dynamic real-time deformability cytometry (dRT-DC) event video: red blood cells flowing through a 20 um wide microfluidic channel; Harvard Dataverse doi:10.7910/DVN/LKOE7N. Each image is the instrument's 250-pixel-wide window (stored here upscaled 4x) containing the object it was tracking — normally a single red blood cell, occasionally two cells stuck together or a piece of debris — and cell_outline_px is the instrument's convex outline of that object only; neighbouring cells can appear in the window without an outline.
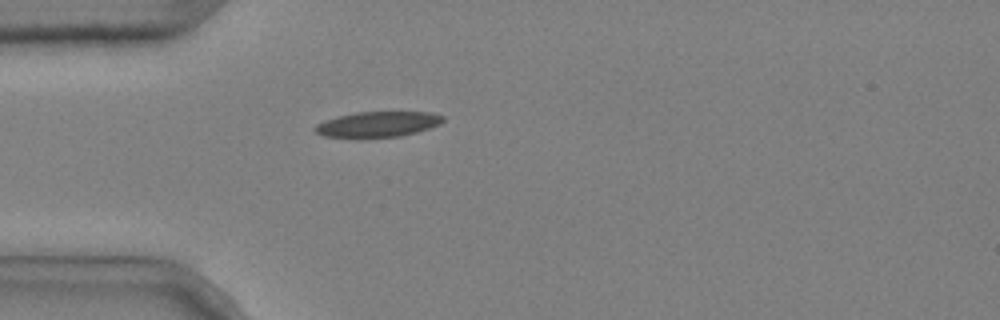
{"species": "common noctule bat (a hibernating species)", "species_latin": "Nyctalus noctula", "temperature_condition": "cold", "stored_images_in_passage": 34, "camera_frame_rate_fps": 3000, "um_per_image_px": 0.085, "animal": {"sex": "male", "body_mass_g": 20.4}, "frame": {"image": 1, "passage_image": 1, "time_ms": 0.0, "image_size_px": [1000, 320], "cell_outline_px": [[444, 120], [440, 124], [416, 132], [400, 136], [360, 140], [324, 136], [316, 132], [312, 128], [316, 124], [324, 120], [336, 116], [356, 112], [432, 112], [444, 116]], "centroid_in_image_um": [32.04, 10.59], "position_along_channel_um": 53.0, "area_um2": 19.71}}
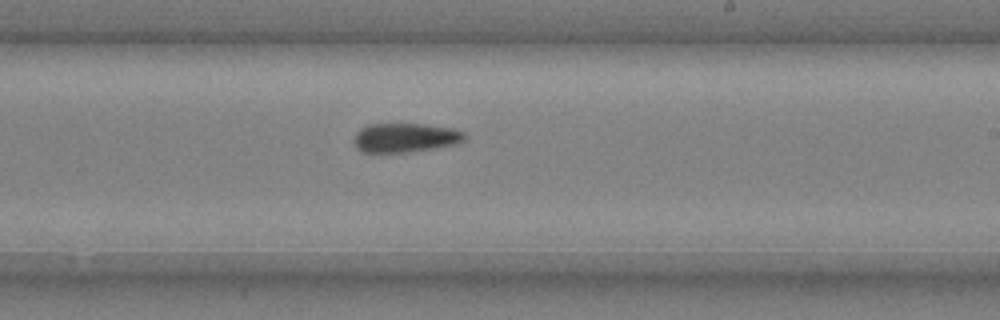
{"frame": {"image": 2, "passage_image": 18, "time_ms": 5.667, "image_size_px": [1000, 320], "cell_outline_px": [[468, 136], [464, 140], [456, 144], [432, 148], [404, 152], [360, 152], [356, 148], [352, 140], [356, 132], [360, 128], [368, 124], [424, 124], [452, 128], [464, 132]], "centroid_in_image_um": [34.41, 11.69], "position_along_channel_um": 254.6, "area_um2": 18.9}}
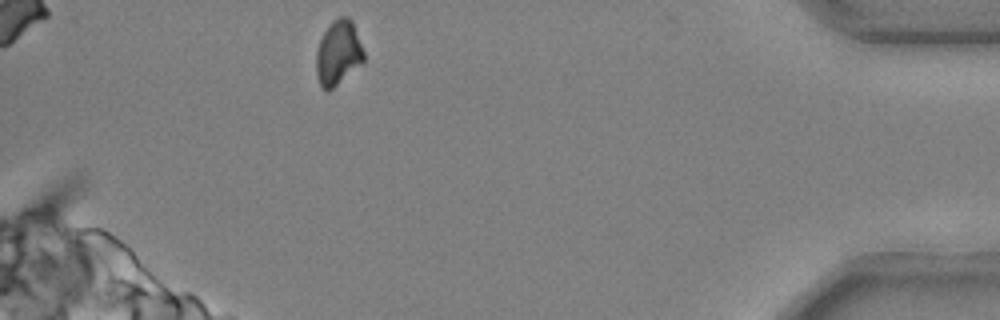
{"frame": {"image": 3, "passage_image": 34, "time_ms": 11.0, "image_size_px": [1000, 320], "cell_outline_px": [[364, 60], [328, 92], [324, 92], [320, 84], [316, 72], [316, 52], [320, 40], [324, 32], [332, 20], [340, 16], [348, 16], [352, 20], [364, 52]], "centroid_in_image_um": [28.73, 4.47], "position_along_channel_um": 406.5, "area_um2": 17.74}, "authors_computed_cell_mechanics": {"area_um2": 19.2185, "velocity_mm_per_s": 3.6924, "shape_relaxation_time_tau1_ms": 8.1293, "shape_relaxation_time_tau2_ms": null, "deformation_change_tau1": 0.1771, "deformation_change_tau2": null}}